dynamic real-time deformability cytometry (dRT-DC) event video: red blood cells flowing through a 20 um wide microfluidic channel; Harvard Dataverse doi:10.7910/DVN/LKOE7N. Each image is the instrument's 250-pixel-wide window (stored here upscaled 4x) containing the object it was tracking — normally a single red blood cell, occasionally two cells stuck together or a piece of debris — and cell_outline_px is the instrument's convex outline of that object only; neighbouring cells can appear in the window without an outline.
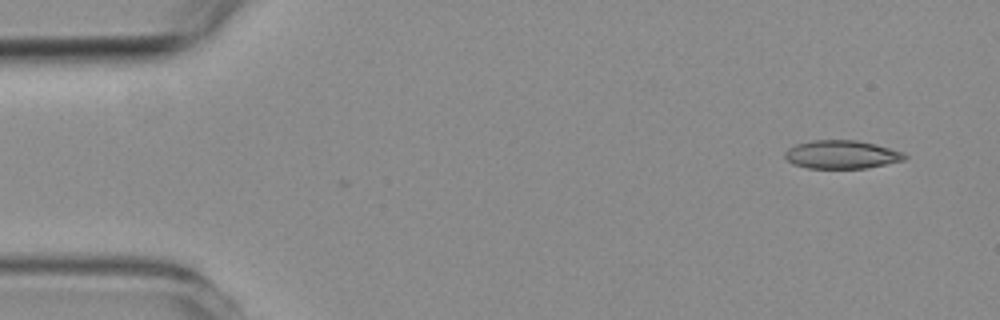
{"species": "common noctule bat (a hibernating species)", "species_latin": "Nyctalus noctula", "temperature_condition": "room temperature", "stored_images_in_passage": 4, "camera_frame_rate_fps": 3000, "um_per_image_px": 0.085, "animal": {"sex": "female", "body_mass_g": 19.3, "forearm_length_mm": 54.1}, "frame": {"image": 1, "passage_image": 1, "time_ms": 0.0, "image_size_px": [1000, 320], "cell_outline_px": [[908, 156], [904, 160], [864, 168], [808, 168], [792, 164], [784, 156], [784, 152], [788, 148], [796, 144], [812, 140], [856, 140], [876, 144], [904, 152]], "centroid_in_image_um": [71.52, 13.13], "position_along_channel_um": 13.5, "area_um2": 19.77}}
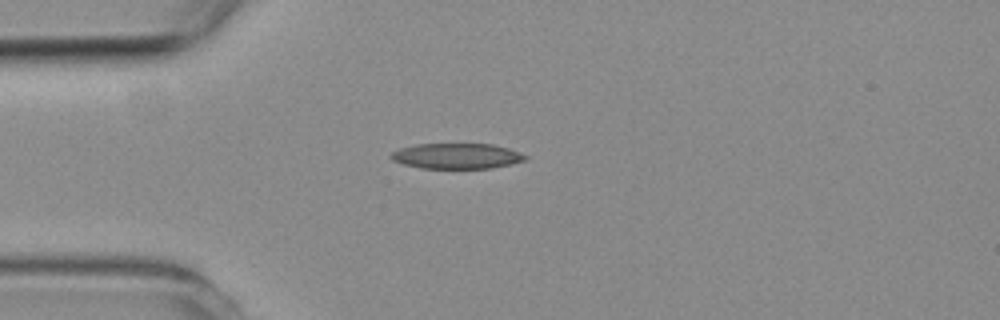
{"frame": {"image": 2, "passage_image": 3, "time_ms": 3.333, "image_size_px": [1000, 320], "cell_outline_px": [[528, 160], [512, 164], [492, 168], [420, 168], [404, 164], [392, 160], [388, 156], [392, 152], [400, 148], [416, 144], [492, 144], [508, 148], [520, 152], [528, 156]], "centroid_in_image_um": [38.85, 13.26], "position_along_channel_um": 46.2, "area_um2": 20.06}}